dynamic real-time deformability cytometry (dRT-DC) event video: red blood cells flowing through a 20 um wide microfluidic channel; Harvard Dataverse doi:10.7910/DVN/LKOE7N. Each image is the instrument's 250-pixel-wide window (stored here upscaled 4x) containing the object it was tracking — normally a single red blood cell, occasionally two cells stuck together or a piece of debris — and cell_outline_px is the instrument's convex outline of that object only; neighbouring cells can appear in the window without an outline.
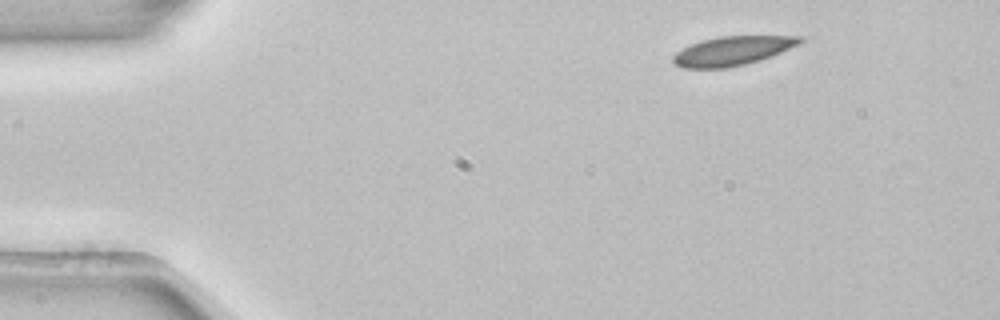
{"species": "common noctule bat (a hibernating species)", "species_latin": "Nyctalus noctula", "temperature_condition": "room temperature", "stored_images_in_passage": 4, "segment_of_instrument_passage": [2, 2], "camera_frame_rate_fps": 3000, "um_per_image_px": 0.085, "animal": {"sex": "female", "body_mass_g": 22.7, "forearm_length_mm": 54.2}, "frame": {"image": 1, "passage_image": 4, "time_ms": 1.0, "image_size_px": [1000, 320], "cell_outline_px": [[804, 40], [800, 44], [772, 56], [760, 60], [728, 68], [684, 68], [676, 64], [672, 60], [672, 56], [676, 52], [692, 44], [704, 40], [720, 36], [804, 36]], "centroid_in_image_um": [62.3, 4.32], "position_along_channel_um": 22.7, "area_um2": 21.39}}